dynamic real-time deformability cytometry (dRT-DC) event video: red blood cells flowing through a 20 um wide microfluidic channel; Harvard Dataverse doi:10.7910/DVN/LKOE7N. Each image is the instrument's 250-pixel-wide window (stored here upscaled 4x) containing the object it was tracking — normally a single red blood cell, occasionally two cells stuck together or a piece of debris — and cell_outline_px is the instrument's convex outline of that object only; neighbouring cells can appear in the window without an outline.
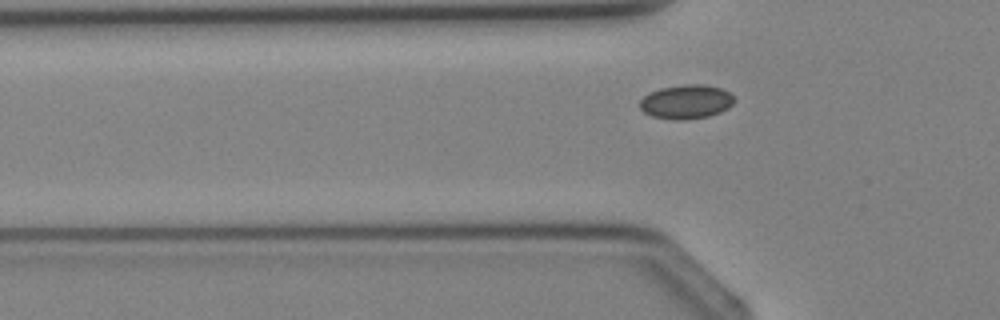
{"species": "Egyptian fruit bat (a non-hibernating species)", "species_latin": "Rousettus aegyptiacus", "temperature_condition": "cold", "stored_images_in_passage": 4, "camera_frame_rate_fps": 3000, "um_per_image_px": 0.085, "animal": {"sex": "female"}, "frame": {"image": 1, "passage_image": 4, "time_ms": 4.333, "image_size_px": [1000, 320], "cell_outline_px": [[736, 100], [728, 108], [720, 112], [708, 116], [684, 120], [672, 120], [652, 116], [644, 112], [640, 108], [640, 100], [648, 92], [660, 88], [684, 84], [704, 84], [720, 88], [728, 92]], "centroid_in_image_um": [58.31, 8.65], "position_along_channel_um": 67.5, "area_um2": 18.84}}